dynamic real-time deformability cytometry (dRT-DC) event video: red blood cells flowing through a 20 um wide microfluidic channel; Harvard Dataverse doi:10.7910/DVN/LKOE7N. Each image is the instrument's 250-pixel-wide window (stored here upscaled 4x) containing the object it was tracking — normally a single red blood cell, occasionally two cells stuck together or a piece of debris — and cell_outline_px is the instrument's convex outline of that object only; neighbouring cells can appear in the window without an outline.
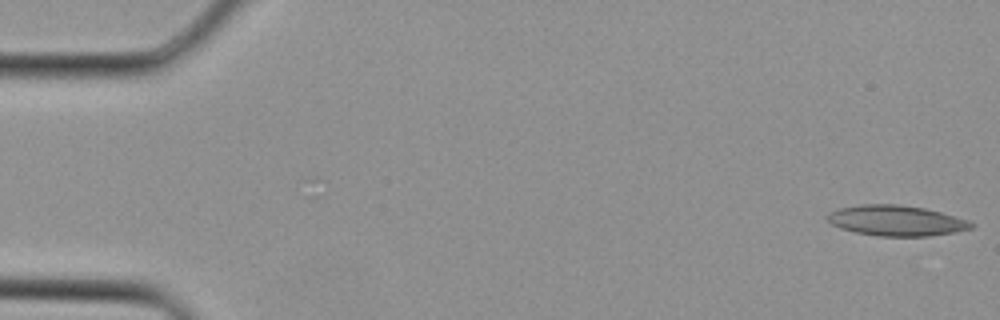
{"species": "Egyptian fruit bat (a non-hibernating species)", "species_latin": "Rousettus aegyptiacus", "temperature_condition": "cold", "stored_images_in_passage": 4, "camera_frame_rate_fps": 3000, "um_per_image_px": 0.085, "animal": {"sex": "female"}, "frame": {"image": 1, "passage_image": 1, "time_ms": 0.0, "image_size_px": [1000, 320], "cell_outline_px": [[976, 224], [972, 228], [956, 232], [928, 236], [876, 236], [856, 232], [840, 228], [832, 224], [824, 216], [828, 212], [840, 208], [860, 204], [896, 204], [924, 208], [940, 212], [968, 220]], "centroid_in_image_um": [76.16, 18.75], "position_along_channel_um": 8.8, "area_um2": 25.61}}
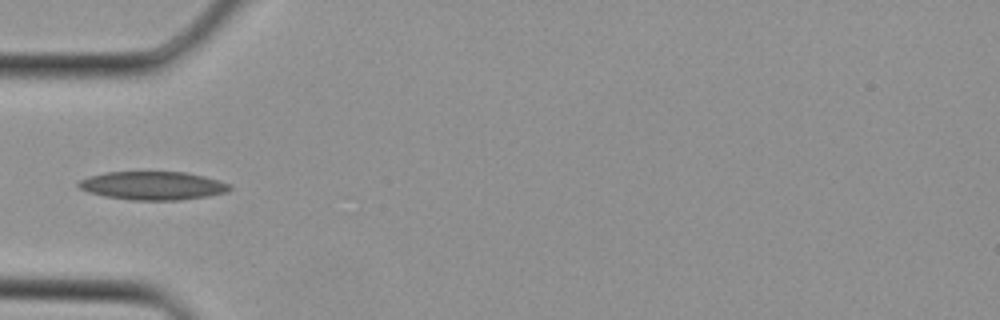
{"frame": {"image": 2, "passage_image": 4, "time_ms": 1.0, "image_size_px": [1000, 320], "cell_outline_px": [[232, 188], [228, 192], [208, 196], [180, 200], [132, 200], [104, 196], [88, 192], [80, 188], [76, 184], [80, 180], [88, 176], [104, 172], [184, 172], [204, 176], [220, 180], [232, 184]], "centroid_in_image_um": [13.01, 15.78], "position_along_channel_um": 72.0, "area_um2": 25.2}}